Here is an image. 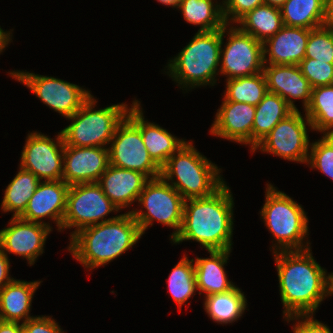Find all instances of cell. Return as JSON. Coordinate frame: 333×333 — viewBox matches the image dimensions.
I'll return each instance as SVG.
<instances>
[{"label": "cell", "mask_w": 333, "mask_h": 333, "mask_svg": "<svg viewBox=\"0 0 333 333\" xmlns=\"http://www.w3.org/2000/svg\"><path fill=\"white\" fill-rule=\"evenodd\" d=\"M311 248L273 252L283 318L314 315L327 296V271L316 262Z\"/></svg>", "instance_id": "cell-1"}, {"label": "cell", "mask_w": 333, "mask_h": 333, "mask_svg": "<svg viewBox=\"0 0 333 333\" xmlns=\"http://www.w3.org/2000/svg\"><path fill=\"white\" fill-rule=\"evenodd\" d=\"M231 193L224 184L209 197L185 200L182 225L173 243L193 240L207 251L232 250L234 200Z\"/></svg>", "instance_id": "cell-2"}, {"label": "cell", "mask_w": 333, "mask_h": 333, "mask_svg": "<svg viewBox=\"0 0 333 333\" xmlns=\"http://www.w3.org/2000/svg\"><path fill=\"white\" fill-rule=\"evenodd\" d=\"M138 223L131 212L116 219L85 227L70 238L68 251L89 270L113 261L141 238Z\"/></svg>", "instance_id": "cell-3"}, {"label": "cell", "mask_w": 333, "mask_h": 333, "mask_svg": "<svg viewBox=\"0 0 333 333\" xmlns=\"http://www.w3.org/2000/svg\"><path fill=\"white\" fill-rule=\"evenodd\" d=\"M224 36L225 26L214 31H198L189 44L169 60L165 67L169 70L167 75L186 91L199 86H214L216 75H219Z\"/></svg>", "instance_id": "cell-4"}, {"label": "cell", "mask_w": 333, "mask_h": 333, "mask_svg": "<svg viewBox=\"0 0 333 333\" xmlns=\"http://www.w3.org/2000/svg\"><path fill=\"white\" fill-rule=\"evenodd\" d=\"M192 144L186 142L161 167L160 176L185 200L209 197L225 184L220 175L222 170Z\"/></svg>", "instance_id": "cell-5"}, {"label": "cell", "mask_w": 333, "mask_h": 333, "mask_svg": "<svg viewBox=\"0 0 333 333\" xmlns=\"http://www.w3.org/2000/svg\"><path fill=\"white\" fill-rule=\"evenodd\" d=\"M266 185L265 203L260 215L275 238L276 243L271 246L273 252L311 248L308 240L303 242L309 235V220L302 206L271 183Z\"/></svg>", "instance_id": "cell-6"}, {"label": "cell", "mask_w": 333, "mask_h": 333, "mask_svg": "<svg viewBox=\"0 0 333 333\" xmlns=\"http://www.w3.org/2000/svg\"><path fill=\"white\" fill-rule=\"evenodd\" d=\"M96 99L91 95L69 118L72 123L61 130L65 145L75 147H106L109 145L118 124L125 118L128 105L114 104L99 110L94 109Z\"/></svg>", "instance_id": "cell-7"}, {"label": "cell", "mask_w": 333, "mask_h": 333, "mask_svg": "<svg viewBox=\"0 0 333 333\" xmlns=\"http://www.w3.org/2000/svg\"><path fill=\"white\" fill-rule=\"evenodd\" d=\"M184 202L182 195L160 176L149 179L140 193L138 203L144 206L141 208H145L146 212L141 209L128 212L132 213L142 235L153 225V221H157L176 230L170 236L172 240L182 225Z\"/></svg>", "instance_id": "cell-8"}, {"label": "cell", "mask_w": 333, "mask_h": 333, "mask_svg": "<svg viewBox=\"0 0 333 333\" xmlns=\"http://www.w3.org/2000/svg\"><path fill=\"white\" fill-rule=\"evenodd\" d=\"M119 210L104 194L97 182L70 185L62 230L75 228L70 234L71 238L85 227L116 219L119 215L107 219L105 217L112 211L118 212Z\"/></svg>", "instance_id": "cell-9"}, {"label": "cell", "mask_w": 333, "mask_h": 333, "mask_svg": "<svg viewBox=\"0 0 333 333\" xmlns=\"http://www.w3.org/2000/svg\"><path fill=\"white\" fill-rule=\"evenodd\" d=\"M312 124L299 110H294L281 120L251 152L271 153L288 161L307 163L310 150V140L307 134Z\"/></svg>", "instance_id": "cell-10"}, {"label": "cell", "mask_w": 333, "mask_h": 333, "mask_svg": "<svg viewBox=\"0 0 333 333\" xmlns=\"http://www.w3.org/2000/svg\"><path fill=\"white\" fill-rule=\"evenodd\" d=\"M9 74L28 87L44 104L65 118L72 116L92 95L82 87L51 76L24 71Z\"/></svg>", "instance_id": "cell-11"}, {"label": "cell", "mask_w": 333, "mask_h": 333, "mask_svg": "<svg viewBox=\"0 0 333 333\" xmlns=\"http://www.w3.org/2000/svg\"><path fill=\"white\" fill-rule=\"evenodd\" d=\"M110 144V165L139 171L149 179L160 177L161 168L149 156L139 127L127 115L118 124Z\"/></svg>", "instance_id": "cell-12"}, {"label": "cell", "mask_w": 333, "mask_h": 333, "mask_svg": "<svg viewBox=\"0 0 333 333\" xmlns=\"http://www.w3.org/2000/svg\"><path fill=\"white\" fill-rule=\"evenodd\" d=\"M227 26L228 42L224 44L225 48L221 46L219 73L228 80L263 72V43L243 32L238 25Z\"/></svg>", "instance_id": "cell-13"}, {"label": "cell", "mask_w": 333, "mask_h": 333, "mask_svg": "<svg viewBox=\"0 0 333 333\" xmlns=\"http://www.w3.org/2000/svg\"><path fill=\"white\" fill-rule=\"evenodd\" d=\"M21 153L20 167L40 181L62 180L64 140L61 131L55 140L37 131L28 133Z\"/></svg>", "instance_id": "cell-14"}, {"label": "cell", "mask_w": 333, "mask_h": 333, "mask_svg": "<svg viewBox=\"0 0 333 333\" xmlns=\"http://www.w3.org/2000/svg\"><path fill=\"white\" fill-rule=\"evenodd\" d=\"M8 224L9 227L0 230V249L6 255L11 253L25 258L32 266L43 254L52 226L13 217Z\"/></svg>", "instance_id": "cell-15"}, {"label": "cell", "mask_w": 333, "mask_h": 333, "mask_svg": "<svg viewBox=\"0 0 333 333\" xmlns=\"http://www.w3.org/2000/svg\"><path fill=\"white\" fill-rule=\"evenodd\" d=\"M109 166L107 147L64 145L62 180L69 186L98 182Z\"/></svg>", "instance_id": "cell-16"}, {"label": "cell", "mask_w": 333, "mask_h": 333, "mask_svg": "<svg viewBox=\"0 0 333 333\" xmlns=\"http://www.w3.org/2000/svg\"><path fill=\"white\" fill-rule=\"evenodd\" d=\"M69 185L63 180L42 181L28 201L24 213L19 217L28 222L45 223L43 218H50L62 230V221L66 212Z\"/></svg>", "instance_id": "cell-17"}, {"label": "cell", "mask_w": 333, "mask_h": 333, "mask_svg": "<svg viewBox=\"0 0 333 333\" xmlns=\"http://www.w3.org/2000/svg\"><path fill=\"white\" fill-rule=\"evenodd\" d=\"M256 108L247 103L223 98L212 123L210 133L236 143L249 145L252 150V127Z\"/></svg>", "instance_id": "cell-18"}, {"label": "cell", "mask_w": 333, "mask_h": 333, "mask_svg": "<svg viewBox=\"0 0 333 333\" xmlns=\"http://www.w3.org/2000/svg\"><path fill=\"white\" fill-rule=\"evenodd\" d=\"M263 73L268 92L278 94L293 110H298L295 99H301L305 111L311 101L312 87L299 65L264 64Z\"/></svg>", "instance_id": "cell-19"}, {"label": "cell", "mask_w": 333, "mask_h": 333, "mask_svg": "<svg viewBox=\"0 0 333 333\" xmlns=\"http://www.w3.org/2000/svg\"><path fill=\"white\" fill-rule=\"evenodd\" d=\"M309 33L306 28L284 25L263 43L264 64L299 65L305 58Z\"/></svg>", "instance_id": "cell-20"}, {"label": "cell", "mask_w": 333, "mask_h": 333, "mask_svg": "<svg viewBox=\"0 0 333 333\" xmlns=\"http://www.w3.org/2000/svg\"><path fill=\"white\" fill-rule=\"evenodd\" d=\"M140 105L138 100H134L127 116L139 127L149 156L161 168L187 141L175 137L158 124L144 120Z\"/></svg>", "instance_id": "cell-21"}, {"label": "cell", "mask_w": 333, "mask_h": 333, "mask_svg": "<svg viewBox=\"0 0 333 333\" xmlns=\"http://www.w3.org/2000/svg\"><path fill=\"white\" fill-rule=\"evenodd\" d=\"M148 180L149 178L139 171L109 164L97 183L111 202L122 210L138 202L140 193Z\"/></svg>", "instance_id": "cell-22"}, {"label": "cell", "mask_w": 333, "mask_h": 333, "mask_svg": "<svg viewBox=\"0 0 333 333\" xmlns=\"http://www.w3.org/2000/svg\"><path fill=\"white\" fill-rule=\"evenodd\" d=\"M232 250H210L209 258L193 259L197 290L207 297L212 294L225 293L236 285L228 280L224 265Z\"/></svg>", "instance_id": "cell-23"}, {"label": "cell", "mask_w": 333, "mask_h": 333, "mask_svg": "<svg viewBox=\"0 0 333 333\" xmlns=\"http://www.w3.org/2000/svg\"><path fill=\"white\" fill-rule=\"evenodd\" d=\"M42 281L14 279L0 291V320L18 322L34 318L30 316L32 299Z\"/></svg>", "instance_id": "cell-24"}, {"label": "cell", "mask_w": 333, "mask_h": 333, "mask_svg": "<svg viewBox=\"0 0 333 333\" xmlns=\"http://www.w3.org/2000/svg\"><path fill=\"white\" fill-rule=\"evenodd\" d=\"M255 108L252 150L281 120L294 111L283 98L271 92H268Z\"/></svg>", "instance_id": "cell-25"}, {"label": "cell", "mask_w": 333, "mask_h": 333, "mask_svg": "<svg viewBox=\"0 0 333 333\" xmlns=\"http://www.w3.org/2000/svg\"><path fill=\"white\" fill-rule=\"evenodd\" d=\"M327 0H286L281 9L288 27L315 29L325 25Z\"/></svg>", "instance_id": "cell-26"}, {"label": "cell", "mask_w": 333, "mask_h": 333, "mask_svg": "<svg viewBox=\"0 0 333 333\" xmlns=\"http://www.w3.org/2000/svg\"><path fill=\"white\" fill-rule=\"evenodd\" d=\"M243 32L252 35L264 43L275 35L283 26L281 9L262 4L248 12L237 23Z\"/></svg>", "instance_id": "cell-27"}, {"label": "cell", "mask_w": 333, "mask_h": 333, "mask_svg": "<svg viewBox=\"0 0 333 333\" xmlns=\"http://www.w3.org/2000/svg\"><path fill=\"white\" fill-rule=\"evenodd\" d=\"M204 300L206 313L210 319L220 324L234 323L247 308L244 292L237 286L225 293L209 295Z\"/></svg>", "instance_id": "cell-28"}, {"label": "cell", "mask_w": 333, "mask_h": 333, "mask_svg": "<svg viewBox=\"0 0 333 333\" xmlns=\"http://www.w3.org/2000/svg\"><path fill=\"white\" fill-rule=\"evenodd\" d=\"M19 169L5 189L1 203L2 211L13 212V218H19L24 213L28 201L41 182L32 172L21 167Z\"/></svg>", "instance_id": "cell-29"}, {"label": "cell", "mask_w": 333, "mask_h": 333, "mask_svg": "<svg viewBox=\"0 0 333 333\" xmlns=\"http://www.w3.org/2000/svg\"><path fill=\"white\" fill-rule=\"evenodd\" d=\"M217 3L213 0H182L179 9L187 23L200 26L198 31H214L226 25L223 4Z\"/></svg>", "instance_id": "cell-30"}, {"label": "cell", "mask_w": 333, "mask_h": 333, "mask_svg": "<svg viewBox=\"0 0 333 333\" xmlns=\"http://www.w3.org/2000/svg\"><path fill=\"white\" fill-rule=\"evenodd\" d=\"M305 115L312 124V130L333 134V84L312 88Z\"/></svg>", "instance_id": "cell-31"}, {"label": "cell", "mask_w": 333, "mask_h": 333, "mask_svg": "<svg viewBox=\"0 0 333 333\" xmlns=\"http://www.w3.org/2000/svg\"><path fill=\"white\" fill-rule=\"evenodd\" d=\"M224 98L227 101L257 106L268 93L264 73L226 80Z\"/></svg>", "instance_id": "cell-32"}, {"label": "cell", "mask_w": 333, "mask_h": 333, "mask_svg": "<svg viewBox=\"0 0 333 333\" xmlns=\"http://www.w3.org/2000/svg\"><path fill=\"white\" fill-rule=\"evenodd\" d=\"M167 282L168 291L181 311L182 305L197 291L193 259H188L184 254L183 258L171 270Z\"/></svg>", "instance_id": "cell-33"}, {"label": "cell", "mask_w": 333, "mask_h": 333, "mask_svg": "<svg viewBox=\"0 0 333 333\" xmlns=\"http://www.w3.org/2000/svg\"><path fill=\"white\" fill-rule=\"evenodd\" d=\"M305 58L333 64V30L326 25L310 29Z\"/></svg>", "instance_id": "cell-34"}, {"label": "cell", "mask_w": 333, "mask_h": 333, "mask_svg": "<svg viewBox=\"0 0 333 333\" xmlns=\"http://www.w3.org/2000/svg\"><path fill=\"white\" fill-rule=\"evenodd\" d=\"M307 164L333 180V134H323L310 144Z\"/></svg>", "instance_id": "cell-35"}, {"label": "cell", "mask_w": 333, "mask_h": 333, "mask_svg": "<svg viewBox=\"0 0 333 333\" xmlns=\"http://www.w3.org/2000/svg\"><path fill=\"white\" fill-rule=\"evenodd\" d=\"M299 67L312 88L333 84V64L304 58Z\"/></svg>", "instance_id": "cell-36"}, {"label": "cell", "mask_w": 333, "mask_h": 333, "mask_svg": "<svg viewBox=\"0 0 333 333\" xmlns=\"http://www.w3.org/2000/svg\"><path fill=\"white\" fill-rule=\"evenodd\" d=\"M223 17L227 25L237 23L248 12L264 4V0H223ZM233 24H230V22Z\"/></svg>", "instance_id": "cell-37"}, {"label": "cell", "mask_w": 333, "mask_h": 333, "mask_svg": "<svg viewBox=\"0 0 333 333\" xmlns=\"http://www.w3.org/2000/svg\"><path fill=\"white\" fill-rule=\"evenodd\" d=\"M313 316L314 315H295L286 318V321L290 322L296 320L293 326V333H332L329 326L314 319Z\"/></svg>", "instance_id": "cell-38"}, {"label": "cell", "mask_w": 333, "mask_h": 333, "mask_svg": "<svg viewBox=\"0 0 333 333\" xmlns=\"http://www.w3.org/2000/svg\"><path fill=\"white\" fill-rule=\"evenodd\" d=\"M24 333H64L51 316H34L22 323Z\"/></svg>", "instance_id": "cell-39"}, {"label": "cell", "mask_w": 333, "mask_h": 333, "mask_svg": "<svg viewBox=\"0 0 333 333\" xmlns=\"http://www.w3.org/2000/svg\"><path fill=\"white\" fill-rule=\"evenodd\" d=\"M8 257L9 256L0 249V291L14 280V278L9 276V268L11 265Z\"/></svg>", "instance_id": "cell-40"}, {"label": "cell", "mask_w": 333, "mask_h": 333, "mask_svg": "<svg viewBox=\"0 0 333 333\" xmlns=\"http://www.w3.org/2000/svg\"><path fill=\"white\" fill-rule=\"evenodd\" d=\"M0 333H24L22 323L0 320Z\"/></svg>", "instance_id": "cell-41"}, {"label": "cell", "mask_w": 333, "mask_h": 333, "mask_svg": "<svg viewBox=\"0 0 333 333\" xmlns=\"http://www.w3.org/2000/svg\"><path fill=\"white\" fill-rule=\"evenodd\" d=\"M11 34V35H10ZM12 40V32L11 31H4L1 27H0V53L3 52V50H5V48L8 46V44L11 42Z\"/></svg>", "instance_id": "cell-42"}, {"label": "cell", "mask_w": 333, "mask_h": 333, "mask_svg": "<svg viewBox=\"0 0 333 333\" xmlns=\"http://www.w3.org/2000/svg\"><path fill=\"white\" fill-rule=\"evenodd\" d=\"M325 25L333 30V0H327Z\"/></svg>", "instance_id": "cell-43"}, {"label": "cell", "mask_w": 333, "mask_h": 333, "mask_svg": "<svg viewBox=\"0 0 333 333\" xmlns=\"http://www.w3.org/2000/svg\"><path fill=\"white\" fill-rule=\"evenodd\" d=\"M181 1L182 0H157V2L162 3V5H164V4H165V6L169 5L170 7H173L176 9L179 8Z\"/></svg>", "instance_id": "cell-44"}, {"label": "cell", "mask_w": 333, "mask_h": 333, "mask_svg": "<svg viewBox=\"0 0 333 333\" xmlns=\"http://www.w3.org/2000/svg\"><path fill=\"white\" fill-rule=\"evenodd\" d=\"M327 296L333 295V273L327 274Z\"/></svg>", "instance_id": "cell-45"}, {"label": "cell", "mask_w": 333, "mask_h": 333, "mask_svg": "<svg viewBox=\"0 0 333 333\" xmlns=\"http://www.w3.org/2000/svg\"><path fill=\"white\" fill-rule=\"evenodd\" d=\"M285 2L286 0H264V4L277 8H281Z\"/></svg>", "instance_id": "cell-46"}]
</instances>
